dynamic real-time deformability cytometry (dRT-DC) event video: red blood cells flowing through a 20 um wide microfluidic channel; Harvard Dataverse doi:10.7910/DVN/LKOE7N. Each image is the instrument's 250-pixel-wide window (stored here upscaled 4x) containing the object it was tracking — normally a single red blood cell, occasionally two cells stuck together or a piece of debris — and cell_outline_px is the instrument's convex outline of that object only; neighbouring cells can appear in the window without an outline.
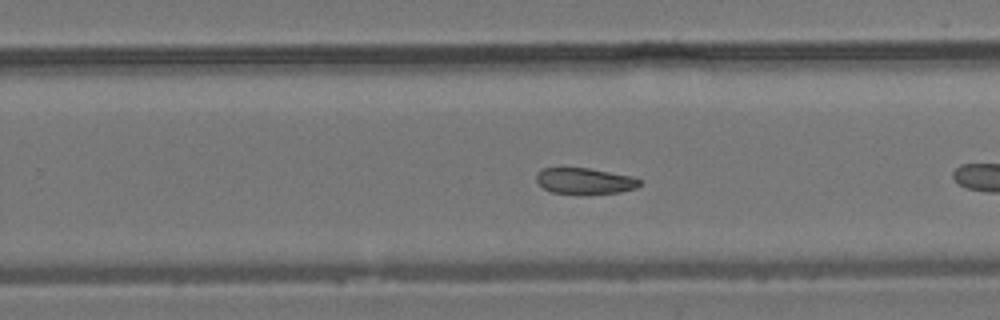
{"species": "common noctule bat (a hibernating species)", "species_latin": "Nyctalus noctula", "temperature_condition": "room temperature", "stored_images_in_passage": 26, "camera_frame_rate_fps": 3000, "um_per_image_px": 0.085, "animal": {"sex": "male", "body_mass_g": 19.2, "forearm_length_mm": 51.8}, "frame": {"image": 1, "passage_image": 15, "time_ms": 4.667, "image_size_px": [1000, 320], "cell_outline_px": [[640, 184], [636, 188], [620, 192], [580, 196], [552, 192], [544, 188], [536, 180], [536, 172], [544, 168], [588, 168], [636, 176], [640, 180]], "centroid_in_image_um": [49.73, 15.41], "position_along_channel_um": 280.1, "area_um2": 16.24}}